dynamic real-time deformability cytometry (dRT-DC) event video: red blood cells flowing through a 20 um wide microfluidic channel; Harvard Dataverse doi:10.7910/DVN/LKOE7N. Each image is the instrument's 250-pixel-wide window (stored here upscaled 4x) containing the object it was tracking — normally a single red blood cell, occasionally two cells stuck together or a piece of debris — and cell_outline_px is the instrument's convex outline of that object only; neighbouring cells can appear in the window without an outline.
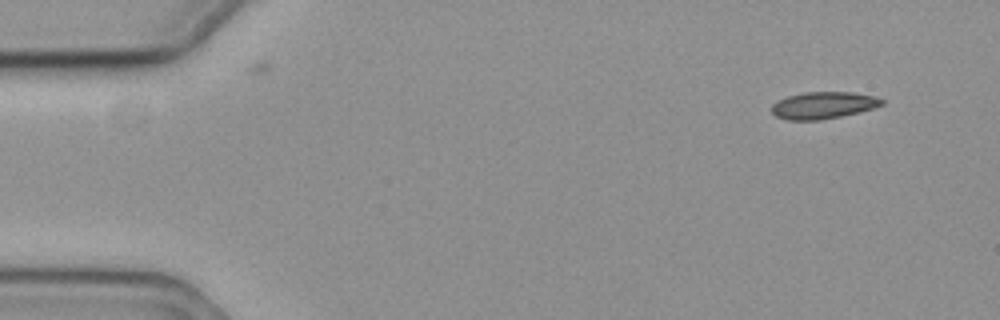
{"species": "common noctule bat (a hibernating species)", "species_latin": "Nyctalus noctula", "temperature_condition": "cold", "stored_images_in_passage": 55, "camera_frame_rate_fps": 3000, "um_per_image_px": 0.085, "animal": {"sex": "female", "body_mass_g": 19.3, "forearm_length_mm": 54.1}, "frame": {"image": 1, "passage_image": 1, "time_ms": 0.0, "image_size_px": [1000, 320], "cell_outline_px": [[884, 104], [872, 108], [840, 116], [816, 120], [788, 120], [776, 116], [772, 112], [772, 104], [776, 100], [788, 96], [804, 92], [852, 92], [876, 96], [884, 100]], "centroid_in_image_um": [69.96, 8.93], "position_along_channel_um": 15.0, "area_um2": 17.17}}
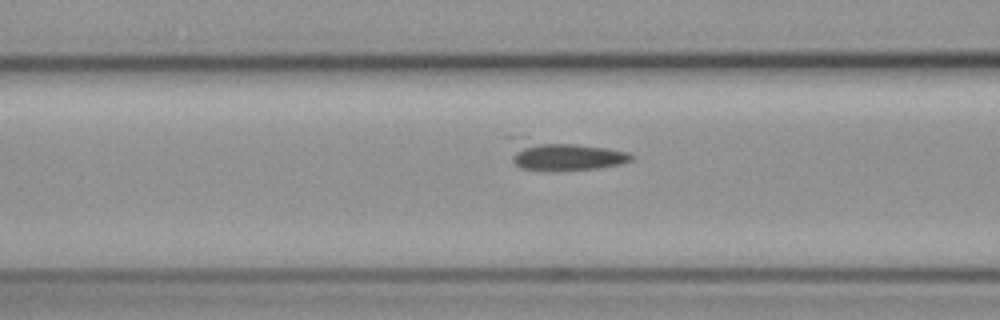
{"frame": {"image": 2, "passage_image": 19, "time_ms": 6.0, "image_size_px": [1000, 320], "cell_outline_px": [[632, 160], [620, 164], [596, 168], [520, 168], [512, 160], [504, 136], [512, 136], [576, 144], [604, 148], [628, 152], [632, 156]], "centroid_in_image_um": [47.72, 13.13], "position_along_channel_um": 118.9, "area_um2": 20.52}}
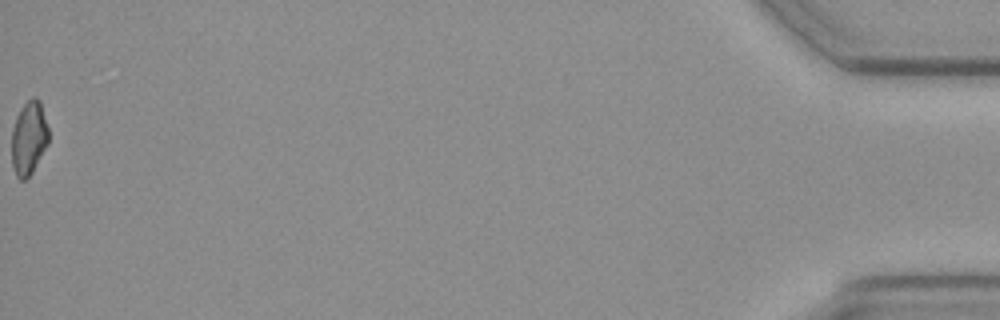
{"frame": {"image": 3, "passage_image": 55, "time_ms": 18.0, "image_size_px": [1000, 320], "cell_outline_px": [[48, 144], [32, 172], [24, 180], [20, 180], [16, 176], [12, 164], [12, 128], [16, 116], [20, 108], [32, 96], [36, 96], [40, 100], [48, 128]], "centroid_in_image_um": [2.45, 11.7], "position_along_channel_um": 432.8, "area_um2": 15.9}, "authors_computed_cell_mechanics": {"area_um2": 17.7446, "velocity_mm_per_s": 3.5331, "shape_relaxation_time_tau1_ms": 2.5849, "shape_relaxation_time_tau2_ms": null, "deformation_change_tau1": 0.062, "deformation_change_tau2": null}}